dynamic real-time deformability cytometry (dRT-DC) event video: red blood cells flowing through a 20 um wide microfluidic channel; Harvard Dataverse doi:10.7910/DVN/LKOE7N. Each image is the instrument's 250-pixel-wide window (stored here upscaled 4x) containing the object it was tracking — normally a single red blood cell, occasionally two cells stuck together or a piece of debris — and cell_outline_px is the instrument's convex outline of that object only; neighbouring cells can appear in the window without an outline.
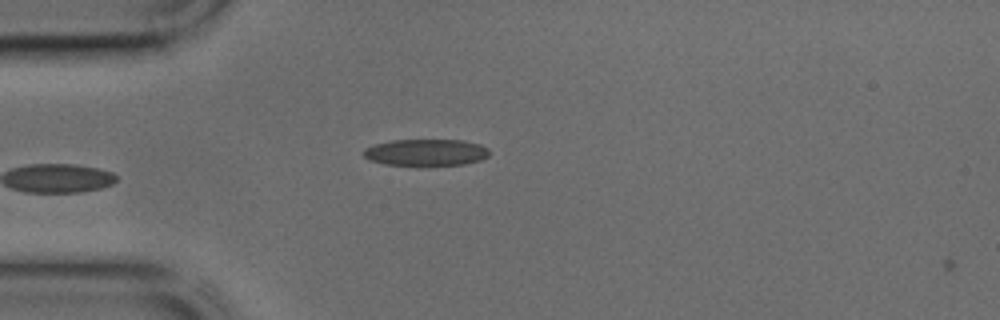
{"species": "common noctule bat (a hibernating species)", "species_latin": "Nyctalus noctula", "temperature_condition": "cold", "stored_images_in_passage": 2, "camera_frame_rate_fps": 3000, "um_per_image_px": 0.085, "animal": {"sex": "male", "body_mass_g": 17.9, "forearm_length_mm": 54.2}, "frame": {"image": 1, "passage_image": 1, "time_ms": 0.0, "image_size_px": [1000, 320], "cell_outline_px": [[488, 156], [480, 160], [464, 164], [428, 168], [416, 168], [384, 164], [368, 160], [360, 152], [364, 148], [376, 144], [392, 140], [464, 140], [480, 144], [488, 148]], "centroid_in_image_um": [36.16, 13.01], "position_along_channel_um": 48.8, "area_um2": 20.63}}